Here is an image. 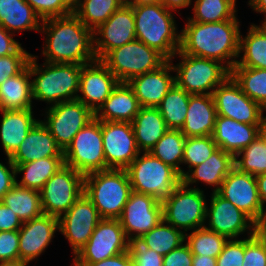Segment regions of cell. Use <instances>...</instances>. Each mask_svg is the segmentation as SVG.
<instances>
[{
    "label": "cell",
    "mask_w": 266,
    "mask_h": 266,
    "mask_svg": "<svg viewBox=\"0 0 266 266\" xmlns=\"http://www.w3.org/2000/svg\"><path fill=\"white\" fill-rule=\"evenodd\" d=\"M43 66L37 64V56L31 55L28 62L30 74L35 77L37 75L32 80L33 99L46 101L51 106L76 100L79 95L81 65L45 62Z\"/></svg>",
    "instance_id": "277c9868"
},
{
    "label": "cell",
    "mask_w": 266,
    "mask_h": 266,
    "mask_svg": "<svg viewBox=\"0 0 266 266\" xmlns=\"http://www.w3.org/2000/svg\"><path fill=\"white\" fill-rule=\"evenodd\" d=\"M192 266H217L216 258L210 256H193Z\"/></svg>",
    "instance_id": "94428289"
},
{
    "label": "cell",
    "mask_w": 266,
    "mask_h": 266,
    "mask_svg": "<svg viewBox=\"0 0 266 266\" xmlns=\"http://www.w3.org/2000/svg\"><path fill=\"white\" fill-rule=\"evenodd\" d=\"M49 157H64L63 150L42 120H38L10 159L13 164H24Z\"/></svg>",
    "instance_id": "cb8c5ba5"
},
{
    "label": "cell",
    "mask_w": 266,
    "mask_h": 266,
    "mask_svg": "<svg viewBox=\"0 0 266 266\" xmlns=\"http://www.w3.org/2000/svg\"><path fill=\"white\" fill-rule=\"evenodd\" d=\"M0 139L7 157H11L26 138L29 130L38 121L32 109L1 110Z\"/></svg>",
    "instance_id": "f1b7e54d"
},
{
    "label": "cell",
    "mask_w": 266,
    "mask_h": 266,
    "mask_svg": "<svg viewBox=\"0 0 266 266\" xmlns=\"http://www.w3.org/2000/svg\"><path fill=\"white\" fill-rule=\"evenodd\" d=\"M172 60H167L159 68L135 76L127 83L137 97L140 107H157L175 84V76L170 75L174 69Z\"/></svg>",
    "instance_id": "603a6c76"
},
{
    "label": "cell",
    "mask_w": 266,
    "mask_h": 266,
    "mask_svg": "<svg viewBox=\"0 0 266 266\" xmlns=\"http://www.w3.org/2000/svg\"><path fill=\"white\" fill-rule=\"evenodd\" d=\"M40 17L25 0H0V26L13 33L21 30L40 32Z\"/></svg>",
    "instance_id": "1f68e13d"
},
{
    "label": "cell",
    "mask_w": 266,
    "mask_h": 266,
    "mask_svg": "<svg viewBox=\"0 0 266 266\" xmlns=\"http://www.w3.org/2000/svg\"><path fill=\"white\" fill-rule=\"evenodd\" d=\"M136 39L155 49L167 60L175 57L180 48L173 14L161 3L132 5Z\"/></svg>",
    "instance_id": "3957f363"
},
{
    "label": "cell",
    "mask_w": 266,
    "mask_h": 266,
    "mask_svg": "<svg viewBox=\"0 0 266 266\" xmlns=\"http://www.w3.org/2000/svg\"><path fill=\"white\" fill-rule=\"evenodd\" d=\"M93 35L97 60H101L109 51L136 40L132 5L123 4L106 22L93 30Z\"/></svg>",
    "instance_id": "ac0fdd59"
},
{
    "label": "cell",
    "mask_w": 266,
    "mask_h": 266,
    "mask_svg": "<svg viewBox=\"0 0 266 266\" xmlns=\"http://www.w3.org/2000/svg\"><path fill=\"white\" fill-rule=\"evenodd\" d=\"M163 4L168 10H176L185 8L191 4V0H161L160 2Z\"/></svg>",
    "instance_id": "91938a15"
},
{
    "label": "cell",
    "mask_w": 266,
    "mask_h": 266,
    "mask_svg": "<svg viewBox=\"0 0 266 266\" xmlns=\"http://www.w3.org/2000/svg\"><path fill=\"white\" fill-rule=\"evenodd\" d=\"M186 137L180 129H168L149 151L154 157L166 165L174 168L184 177V170L180 167L183 159V150Z\"/></svg>",
    "instance_id": "d590c367"
},
{
    "label": "cell",
    "mask_w": 266,
    "mask_h": 266,
    "mask_svg": "<svg viewBox=\"0 0 266 266\" xmlns=\"http://www.w3.org/2000/svg\"><path fill=\"white\" fill-rule=\"evenodd\" d=\"M128 252L133 266H163V256L149 249L143 237L129 238Z\"/></svg>",
    "instance_id": "f6af8a7d"
},
{
    "label": "cell",
    "mask_w": 266,
    "mask_h": 266,
    "mask_svg": "<svg viewBox=\"0 0 266 266\" xmlns=\"http://www.w3.org/2000/svg\"><path fill=\"white\" fill-rule=\"evenodd\" d=\"M163 219L186 234L205 226L207 202L199 188H189L181 182L173 194L162 201Z\"/></svg>",
    "instance_id": "9c48e42d"
},
{
    "label": "cell",
    "mask_w": 266,
    "mask_h": 266,
    "mask_svg": "<svg viewBox=\"0 0 266 266\" xmlns=\"http://www.w3.org/2000/svg\"><path fill=\"white\" fill-rule=\"evenodd\" d=\"M253 235L266 249V212L254 221Z\"/></svg>",
    "instance_id": "6f0895ef"
},
{
    "label": "cell",
    "mask_w": 266,
    "mask_h": 266,
    "mask_svg": "<svg viewBox=\"0 0 266 266\" xmlns=\"http://www.w3.org/2000/svg\"><path fill=\"white\" fill-rule=\"evenodd\" d=\"M161 0H132V5L137 4H149V3H160Z\"/></svg>",
    "instance_id": "03108f58"
},
{
    "label": "cell",
    "mask_w": 266,
    "mask_h": 266,
    "mask_svg": "<svg viewBox=\"0 0 266 266\" xmlns=\"http://www.w3.org/2000/svg\"><path fill=\"white\" fill-rule=\"evenodd\" d=\"M243 155V156H242ZM242 156L240 159L239 157ZM235 167L245 173L258 176L266 173V146L257 138L239 152L234 159Z\"/></svg>",
    "instance_id": "7bdbcfd3"
},
{
    "label": "cell",
    "mask_w": 266,
    "mask_h": 266,
    "mask_svg": "<svg viewBox=\"0 0 266 266\" xmlns=\"http://www.w3.org/2000/svg\"><path fill=\"white\" fill-rule=\"evenodd\" d=\"M242 51L243 57L233 67L266 69V33L258 25L251 24L245 38L240 35L239 53Z\"/></svg>",
    "instance_id": "e575fe53"
},
{
    "label": "cell",
    "mask_w": 266,
    "mask_h": 266,
    "mask_svg": "<svg viewBox=\"0 0 266 266\" xmlns=\"http://www.w3.org/2000/svg\"><path fill=\"white\" fill-rule=\"evenodd\" d=\"M259 127L217 115L212 136L219 148L235 157L257 138Z\"/></svg>",
    "instance_id": "d4e9b609"
},
{
    "label": "cell",
    "mask_w": 266,
    "mask_h": 266,
    "mask_svg": "<svg viewBox=\"0 0 266 266\" xmlns=\"http://www.w3.org/2000/svg\"><path fill=\"white\" fill-rule=\"evenodd\" d=\"M8 166L0 162V200L10 189L16 185V169L8 157Z\"/></svg>",
    "instance_id": "f5cc1de1"
},
{
    "label": "cell",
    "mask_w": 266,
    "mask_h": 266,
    "mask_svg": "<svg viewBox=\"0 0 266 266\" xmlns=\"http://www.w3.org/2000/svg\"><path fill=\"white\" fill-rule=\"evenodd\" d=\"M259 27L266 33V17H265L262 25L261 26L259 25Z\"/></svg>",
    "instance_id": "a7ac6f4b"
},
{
    "label": "cell",
    "mask_w": 266,
    "mask_h": 266,
    "mask_svg": "<svg viewBox=\"0 0 266 266\" xmlns=\"http://www.w3.org/2000/svg\"><path fill=\"white\" fill-rule=\"evenodd\" d=\"M94 118L95 114L87 106L74 100L48 107L47 120L42 122L64 151L74 136Z\"/></svg>",
    "instance_id": "5bb4252c"
},
{
    "label": "cell",
    "mask_w": 266,
    "mask_h": 266,
    "mask_svg": "<svg viewBox=\"0 0 266 266\" xmlns=\"http://www.w3.org/2000/svg\"><path fill=\"white\" fill-rule=\"evenodd\" d=\"M13 35L0 26V57L14 54L21 47V44L12 38Z\"/></svg>",
    "instance_id": "9f6ffc18"
},
{
    "label": "cell",
    "mask_w": 266,
    "mask_h": 266,
    "mask_svg": "<svg viewBox=\"0 0 266 266\" xmlns=\"http://www.w3.org/2000/svg\"><path fill=\"white\" fill-rule=\"evenodd\" d=\"M219 147L213 140V136L186 137L183 150L182 164H188L190 168L184 172V176L195 166L208 159Z\"/></svg>",
    "instance_id": "ee69618b"
},
{
    "label": "cell",
    "mask_w": 266,
    "mask_h": 266,
    "mask_svg": "<svg viewBox=\"0 0 266 266\" xmlns=\"http://www.w3.org/2000/svg\"><path fill=\"white\" fill-rule=\"evenodd\" d=\"M31 55L21 46L14 54L0 57V85L19 74L28 65Z\"/></svg>",
    "instance_id": "bcb514c9"
},
{
    "label": "cell",
    "mask_w": 266,
    "mask_h": 266,
    "mask_svg": "<svg viewBox=\"0 0 266 266\" xmlns=\"http://www.w3.org/2000/svg\"><path fill=\"white\" fill-rule=\"evenodd\" d=\"M84 178L72 167L62 166L40 190L43 214L59 218L66 213L84 193Z\"/></svg>",
    "instance_id": "8fae6325"
},
{
    "label": "cell",
    "mask_w": 266,
    "mask_h": 266,
    "mask_svg": "<svg viewBox=\"0 0 266 266\" xmlns=\"http://www.w3.org/2000/svg\"><path fill=\"white\" fill-rule=\"evenodd\" d=\"M142 237L149 249L162 256H165L186 241L183 231L174 228L171 224L165 222L164 219Z\"/></svg>",
    "instance_id": "ab89813d"
},
{
    "label": "cell",
    "mask_w": 266,
    "mask_h": 266,
    "mask_svg": "<svg viewBox=\"0 0 266 266\" xmlns=\"http://www.w3.org/2000/svg\"><path fill=\"white\" fill-rule=\"evenodd\" d=\"M212 96L217 115L240 123L261 125L266 110L250 99L231 75L213 91Z\"/></svg>",
    "instance_id": "4fadbf2b"
},
{
    "label": "cell",
    "mask_w": 266,
    "mask_h": 266,
    "mask_svg": "<svg viewBox=\"0 0 266 266\" xmlns=\"http://www.w3.org/2000/svg\"><path fill=\"white\" fill-rule=\"evenodd\" d=\"M100 61L119 82H128L135 76L159 68L167 59L155 49L136 39L109 51Z\"/></svg>",
    "instance_id": "ba28073f"
},
{
    "label": "cell",
    "mask_w": 266,
    "mask_h": 266,
    "mask_svg": "<svg viewBox=\"0 0 266 266\" xmlns=\"http://www.w3.org/2000/svg\"><path fill=\"white\" fill-rule=\"evenodd\" d=\"M132 187L126 169H107L85 175L84 194L104 219H118Z\"/></svg>",
    "instance_id": "5b68a950"
},
{
    "label": "cell",
    "mask_w": 266,
    "mask_h": 266,
    "mask_svg": "<svg viewBox=\"0 0 266 266\" xmlns=\"http://www.w3.org/2000/svg\"><path fill=\"white\" fill-rule=\"evenodd\" d=\"M217 193L253 221L265 212L259 198L256 176L241 172L236 167L225 177Z\"/></svg>",
    "instance_id": "d6986e66"
},
{
    "label": "cell",
    "mask_w": 266,
    "mask_h": 266,
    "mask_svg": "<svg viewBox=\"0 0 266 266\" xmlns=\"http://www.w3.org/2000/svg\"><path fill=\"white\" fill-rule=\"evenodd\" d=\"M249 5L256 11L266 14V0H249Z\"/></svg>",
    "instance_id": "6125c7cd"
},
{
    "label": "cell",
    "mask_w": 266,
    "mask_h": 266,
    "mask_svg": "<svg viewBox=\"0 0 266 266\" xmlns=\"http://www.w3.org/2000/svg\"><path fill=\"white\" fill-rule=\"evenodd\" d=\"M231 76L250 99L266 110V69L233 67Z\"/></svg>",
    "instance_id": "f35d334b"
},
{
    "label": "cell",
    "mask_w": 266,
    "mask_h": 266,
    "mask_svg": "<svg viewBox=\"0 0 266 266\" xmlns=\"http://www.w3.org/2000/svg\"><path fill=\"white\" fill-rule=\"evenodd\" d=\"M101 219L94 204L84 193L58 218V230L70 242L74 256L88 242Z\"/></svg>",
    "instance_id": "e0dca14e"
},
{
    "label": "cell",
    "mask_w": 266,
    "mask_h": 266,
    "mask_svg": "<svg viewBox=\"0 0 266 266\" xmlns=\"http://www.w3.org/2000/svg\"><path fill=\"white\" fill-rule=\"evenodd\" d=\"M32 78L28 65L0 85V111L32 109Z\"/></svg>",
    "instance_id": "4dcf8cb0"
},
{
    "label": "cell",
    "mask_w": 266,
    "mask_h": 266,
    "mask_svg": "<svg viewBox=\"0 0 266 266\" xmlns=\"http://www.w3.org/2000/svg\"><path fill=\"white\" fill-rule=\"evenodd\" d=\"M235 157L230 153L218 148L212 155L200 165L193 167L183 178L182 182L189 187L197 181L207 185L216 186L213 192H217L225 177L235 167Z\"/></svg>",
    "instance_id": "83f0119b"
},
{
    "label": "cell",
    "mask_w": 266,
    "mask_h": 266,
    "mask_svg": "<svg viewBox=\"0 0 266 266\" xmlns=\"http://www.w3.org/2000/svg\"><path fill=\"white\" fill-rule=\"evenodd\" d=\"M64 165V157L41 158L29 163L14 164L16 174L24 172L21 181H16V184L40 191L46 181Z\"/></svg>",
    "instance_id": "d6a6232c"
},
{
    "label": "cell",
    "mask_w": 266,
    "mask_h": 266,
    "mask_svg": "<svg viewBox=\"0 0 266 266\" xmlns=\"http://www.w3.org/2000/svg\"><path fill=\"white\" fill-rule=\"evenodd\" d=\"M185 240L193 255H204L217 258L222 252L228 238L206 227L193 230L190 234H185Z\"/></svg>",
    "instance_id": "b9f144b4"
},
{
    "label": "cell",
    "mask_w": 266,
    "mask_h": 266,
    "mask_svg": "<svg viewBox=\"0 0 266 266\" xmlns=\"http://www.w3.org/2000/svg\"><path fill=\"white\" fill-rule=\"evenodd\" d=\"M27 264L21 260L0 262V266H27Z\"/></svg>",
    "instance_id": "e7e4bbea"
},
{
    "label": "cell",
    "mask_w": 266,
    "mask_h": 266,
    "mask_svg": "<svg viewBox=\"0 0 266 266\" xmlns=\"http://www.w3.org/2000/svg\"><path fill=\"white\" fill-rule=\"evenodd\" d=\"M140 105L127 82H119L103 105L95 113L99 121L132 122Z\"/></svg>",
    "instance_id": "4316f807"
},
{
    "label": "cell",
    "mask_w": 266,
    "mask_h": 266,
    "mask_svg": "<svg viewBox=\"0 0 266 266\" xmlns=\"http://www.w3.org/2000/svg\"><path fill=\"white\" fill-rule=\"evenodd\" d=\"M131 123L140 152H149L169 129L157 107H140Z\"/></svg>",
    "instance_id": "f546056e"
},
{
    "label": "cell",
    "mask_w": 266,
    "mask_h": 266,
    "mask_svg": "<svg viewBox=\"0 0 266 266\" xmlns=\"http://www.w3.org/2000/svg\"><path fill=\"white\" fill-rule=\"evenodd\" d=\"M177 54L182 61L172 65L174 72L177 71L175 84L190 95H212L213 91L231 75V71L219 61L180 51Z\"/></svg>",
    "instance_id": "52a82bcc"
},
{
    "label": "cell",
    "mask_w": 266,
    "mask_h": 266,
    "mask_svg": "<svg viewBox=\"0 0 266 266\" xmlns=\"http://www.w3.org/2000/svg\"><path fill=\"white\" fill-rule=\"evenodd\" d=\"M193 256L188 244H181L163 256V266H192Z\"/></svg>",
    "instance_id": "816d5d0a"
},
{
    "label": "cell",
    "mask_w": 266,
    "mask_h": 266,
    "mask_svg": "<svg viewBox=\"0 0 266 266\" xmlns=\"http://www.w3.org/2000/svg\"><path fill=\"white\" fill-rule=\"evenodd\" d=\"M40 32L47 33L43 55L49 63L85 65L97 60L93 30L71 13L42 20Z\"/></svg>",
    "instance_id": "6da1fadb"
},
{
    "label": "cell",
    "mask_w": 266,
    "mask_h": 266,
    "mask_svg": "<svg viewBox=\"0 0 266 266\" xmlns=\"http://www.w3.org/2000/svg\"><path fill=\"white\" fill-rule=\"evenodd\" d=\"M216 117L212 95H190L186 119L180 130L185 137L213 135Z\"/></svg>",
    "instance_id": "484cf974"
},
{
    "label": "cell",
    "mask_w": 266,
    "mask_h": 266,
    "mask_svg": "<svg viewBox=\"0 0 266 266\" xmlns=\"http://www.w3.org/2000/svg\"><path fill=\"white\" fill-rule=\"evenodd\" d=\"M65 165L82 175L106 170L102 121L94 118L83 127L63 151Z\"/></svg>",
    "instance_id": "30bf717a"
},
{
    "label": "cell",
    "mask_w": 266,
    "mask_h": 266,
    "mask_svg": "<svg viewBox=\"0 0 266 266\" xmlns=\"http://www.w3.org/2000/svg\"><path fill=\"white\" fill-rule=\"evenodd\" d=\"M73 266H133L129 252H122L116 256L95 263H73Z\"/></svg>",
    "instance_id": "11a10c76"
},
{
    "label": "cell",
    "mask_w": 266,
    "mask_h": 266,
    "mask_svg": "<svg viewBox=\"0 0 266 266\" xmlns=\"http://www.w3.org/2000/svg\"><path fill=\"white\" fill-rule=\"evenodd\" d=\"M22 222L13 211L0 202V231H18Z\"/></svg>",
    "instance_id": "db71d44e"
},
{
    "label": "cell",
    "mask_w": 266,
    "mask_h": 266,
    "mask_svg": "<svg viewBox=\"0 0 266 266\" xmlns=\"http://www.w3.org/2000/svg\"><path fill=\"white\" fill-rule=\"evenodd\" d=\"M210 202L209 208L206 207L209 226L204 227L228 239H235L248 229L249 235H253L254 221L230 201L213 192Z\"/></svg>",
    "instance_id": "44dd1931"
},
{
    "label": "cell",
    "mask_w": 266,
    "mask_h": 266,
    "mask_svg": "<svg viewBox=\"0 0 266 266\" xmlns=\"http://www.w3.org/2000/svg\"><path fill=\"white\" fill-rule=\"evenodd\" d=\"M239 25L238 20L200 23L188 18L187 24L180 33L179 51L196 57L213 59L222 64L226 63V67L231 71L237 62L233 58L240 56Z\"/></svg>",
    "instance_id": "7a4b0ae2"
},
{
    "label": "cell",
    "mask_w": 266,
    "mask_h": 266,
    "mask_svg": "<svg viewBox=\"0 0 266 266\" xmlns=\"http://www.w3.org/2000/svg\"><path fill=\"white\" fill-rule=\"evenodd\" d=\"M127 239V240H126ZM128 251V238L119 219L102 218L74 263H95Z\"/></svg>",
    "instance_id": "7c38bea8"
},
{
    "label": "cell",
    "mask_w": 266,
    "mask_h": 266,
    "mask_svg": "<svg viewBox=\"0 0 266 266\" xmlns=\"http://www.w3.org/2000/svg\"><path fill=\"white\" fill-rule=\"evenodd\" d=\"M216 261L217 266H242L244 262V239H228Z\"/></svg>",
    "instance_id": "c3c4849f"
},
{
    "label": "cell",
    "mask_w": 266,
    "mask_h": 266,
    "mask_svg": "<svg viewBox=\"0 0 266 266\" xmlns=\"http://www.w3.org/2000/svg\"><path fill=\"white\" fill-rule=\"evenodd\" d=\"M19 260V232L0 231V262Z\"/></svg>",
    "instance_id": "f907efd6"
},
{
    "label": "cell",
    "mask_w": 266,
    "mask_h": 266,
    "mask_svg": "<svg viewBox=\"0 0 266 266\" xmlns=\"http://www.w3.org/2000/svg\"><path fill=\"white\" fill-rule=\"evenodd\" d=\"M72 10L77 6L80 0H63Z\"/></svg>",
    "instance_id": "003e7915"
},
{
    "label": "cell",
    "mask_w": 266,
    "mask_h": 266,
    "mask_svg": "<svg viewBox=\"0 0 266 266\" xmlns=\"http://www.w3.org/2000/svg\"><path fill=\"white\" fill-rule=\"evenodd\" d=\"M103 150L107 169H126L139 155L131 122L102 121Z\"/></svg>",
    "instance_id": "9a60e30c"
},
{
    "label": "cell",
    "mask_w": 266,
    "mask_h": 266,
    "mask_svg": "<svg viewBox=\"0 0 266 266\" xmlns=\"http://www.w3.org/2000/svg\"><path fill=\"white\" fill-rule=\"evenodd\" d=\"M125 5H132V0H120Z\"/></svg>",
    "instance_id": "89a4df30"
},
{
    "label": "cell",
    "mask_w": 266,
    "mask_h": 266,
    "mask_svg": "<svg viewBox=\"0 0 266 266\" xmlns=\"http://www.w3.org/2000/svg\"><path fill=\"white\" fill-rule=\"evenodd\" d=\"M118 219L128 239L134 235L142 237L163 220L162 202L153 196L132 191Z\"/></svg>",
    "instance_id": "2e32d148"
},
{
    "label": "cell",
    "mask_w": 266,
    "mask_h": 266,
    "mask_svg": "<svg viewBox=\"0 0 266 266\" xmlns=\"http://www.w3.org/2000/svg\"><path fill=\"white\" fill-rule=\"evenodd\" d=\"M190 94L176 84L157 106L169 129H181L184 125Z\"/></svg>",
    "instance_id": "8d00e7d4"
},
{
    "label": "cell",
    "mask_w": 266,
    "mask_h": 266,
    "mask_svg": "<svg viewBox=\"0 0 266 266\" xmlns=\"http://www.w3.org/2000/svg\"><path fill=\"white\" fill-rule=\"evenodd\" d=\"M33 7L41 21L53 18L62 17L73 13V10L63 0H25Z\"/></svg>",
    "instance_id": "7dc6e473"
},
{
    "label": "cell",
    "mask_w": 266,
    "mask_h": 266,
    "mask_svg": "<svg viewBox=\"0 0 266 266\" xmlns=\"http://www.w3.org/2000/svg\"><path fill=\"white\" fill-rule=\"evenodd\" d=\"M126 168L132 191L163 201L182 182L180 174L150 152H143Z\"/></svg>",
    "instance_id": "8992f818"
},
{
    "label": "cell",
    "mask_w": 266,
    "mask_h": 266,
    "mask_svg": "<svg viewBox=\"0 0 266 266\" xmlns=\"http://www.w3.org/2000/svg\"><path fill=\"white\" fill-rule=\"evenodd\" d=\"M114 74L100 61L81 65L79 91L76 100L82 102L94 114L118 85Z\"/></svg>",
    "instance_id": "ffe728a7"
},
{
    "label": "cell",
    "mask_w": 266,
    "mask_h": 266,
    "mask_svg": "<svg viewBox=\"0 0 266 266\" xmlns=\"http://www.w3.org/2000/svg\"><path fill=\"white\" fill-rule=\"evenodd\" d=\"M235 2L236 0H196L193 5L194 18L189 20L200 23L238 20Z\"/></svg>",
    "instance_id": "60d3db41"
},
{
    "label": "cell",
    "mask_w": 266,
    "mask_h": 266,
    "mask_svg": "<svg viewBox=\"0 0 266 266\" xmlns=\"http://www.w3.org/2000/svg\"><path fill=\"white\" fill-rule=\"evenodd\" d=\"M258 137L262 140L263 144L266 146V116H264L261 125L259 127Z\"/></svg>",
    "instance_id": "be15d7a7"
},
{
    "label": "cell",
    "mask_w": 266,
    "mask_h": 266,
    "mask_svg": "<svg viewBox=\"0 0 266 266\" xmlns=\"http://www.w3.org/2000/svg\"><path fill=\"white\" fill-rule=\"evenodd\" d=\"M59 229L58 218L48 214L22 223L19 232V260L29 263L48 247Z\"/></svg>",
    "instance_id": "7402d4cb"
},
{
    "label": "cell",
    "mask_w": 266,
    "mask_h": 266,
    "mask_svg": "<svg viewBox=\"0 0 266 266\" xmlns=\"http://www.w3.org/2000/svg\"><path fill=\"white\" fill-rule=\"evenodd\" d=\"M242 266H266V249L254 235L244 239V262Z\"/></svg>",
    "instance_id": "681fc988"
},
{
    "label": "cell",
    "mask_w": 266,
    "mask_h": 266,
    "mask_svg": "<svg viewBox=\"0 0 266 266\" xmlns=\"http://www.w3.org/2000/svg\"><path fill=\"white\" fill-rule=\"evenodd\" d=\"M256 183L261 204L264 208L266 203V173L256 176Z\"/></svg>",
    "instance_id": "680465c9"
},
{
    "label": "cell",
    "mask_w": 266,
    "mask_h": 266,
    "mask_svg": "<svg viewBox=\"0 0 266 266\" xmlns=\"http://www.w3.org/2000/svg\"><path fill=\"white\" fill-rule=\"evenodd\" d=\"M122 5L120 0H80L73 13L86 27L95 30Z\"/></svg>",
    "instance_id": "74e56055"
},
{
    "label": "cell",
    "mask_w": 266,
    "mask_h": 266,
    "mask_svg": "<svg viewBox=\"0 0 266 266\" xmlns=\"http://www.w3.org/2000/svg\"><path fill=\"white\" fill-rule=\"evenodd\" d=\"M17 215L20 221L26 222L43 214L40 191L14 185L0 200Z\"/></svg>",
    "instance_id": "836d02e7"
}]
</instances>
